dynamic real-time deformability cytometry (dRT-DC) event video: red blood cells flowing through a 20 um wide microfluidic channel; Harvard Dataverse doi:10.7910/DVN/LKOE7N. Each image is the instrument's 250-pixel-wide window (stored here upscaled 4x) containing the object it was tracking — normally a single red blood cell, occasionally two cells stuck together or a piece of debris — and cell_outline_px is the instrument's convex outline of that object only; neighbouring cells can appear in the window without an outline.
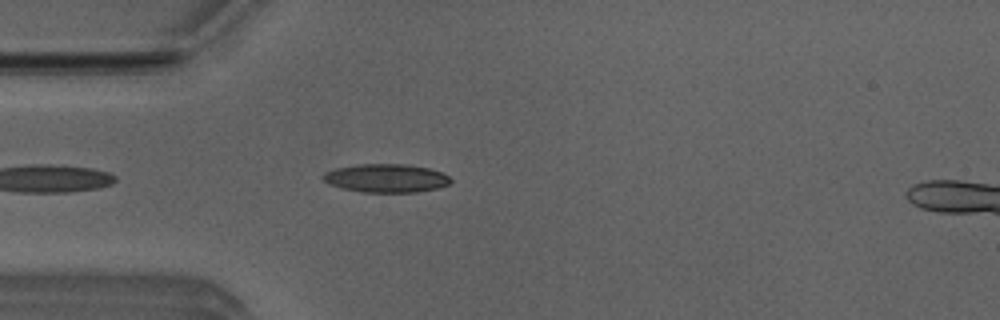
{"species": "Egyptian fruit bat (a non-hibernating species)", "species_latin": "Rousettus aegyptiacus", "temperature_condition": "room temperature", "stored_images_in_passage": 4, "camera_frame_rate_fps": 3000, "um_per_image_px": 0.085, "animal": {"sex": "male"}, "frame": {"image": 1, "passage_image": 4, "time_ms": 1.0, "image_size_px": [1000, 320], "cell_outline_px": [[452, 180], [448, 184], [436, 188], [416, 192], [364, 192], [340, 188], [328, 184], [320, 176], [324, 172], [336, 168], [356, 164], [408, 164], [428, 168], [440, 172], [448, 176]], "centroid_in_image_um": [32.76, 15.14], "position_along_channel_um": 52.2, "area_um2": 21.15}}